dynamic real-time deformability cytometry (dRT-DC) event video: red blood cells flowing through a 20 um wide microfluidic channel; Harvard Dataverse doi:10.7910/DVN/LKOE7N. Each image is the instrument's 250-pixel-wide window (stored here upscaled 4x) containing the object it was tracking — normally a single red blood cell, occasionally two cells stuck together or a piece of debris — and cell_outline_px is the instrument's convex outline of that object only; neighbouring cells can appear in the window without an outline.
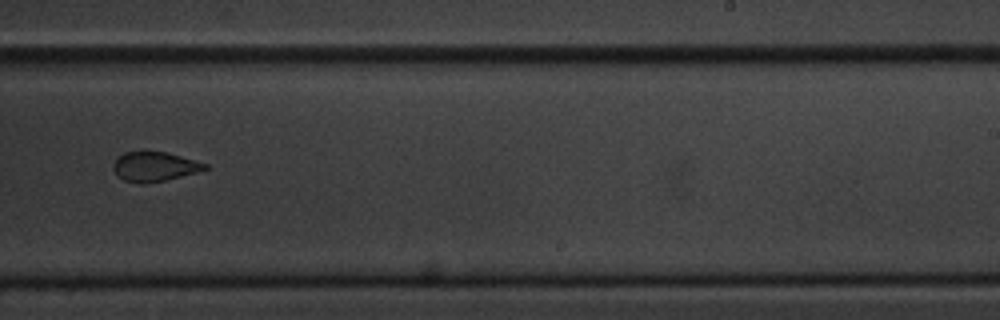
{"species": "common noctule bat (a hibernating species)", "species_latin": "Nyctalus noctula", "temperature_condition": "cold", "stored_images_in_passage": 13, "camera_frame_rate_fps": 3000, "um_per_image_px": 0.085, "animal": {"sex": "male", "body_mass_g": 20.1, "forearm_length_mm": 53.5}, "frame": {"image": 1, "passage_image": 8, "time_ms": 8.0, "image_size_px": [1000, 320], "cell_outline_px": [[208, 168], [196, 172], [164, 180], [144, 184], [140, 184], [124, 180], [116, 176], [112, 168], [112, 164], [124, 152], [144, 148], [168, 152], [208, 164]], "centroid_in_image_um": [13.07, 14.11], "position_along_channel_um": 275.9, "area_um2": 16.3}}
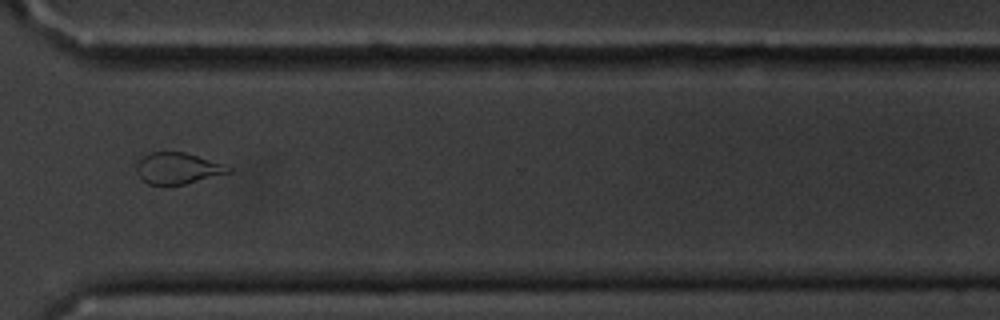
{"frame": {"image": 2, "passage_image": 10, "time_ms": 10.333, "image_size_px": [1000, 320], "cell_outline_px": [[232, 172], [184, 184], [148, 184], [136, 172], [136, 164], [144, 156], [152, 152], [184, 152], [232, 168]], "centroid_in_image_um": [15.08, 14.31], "position_along_channel_um": 355.5, "area_um2": 16.24}, "authors_computed_cell_mechanics": {"area_um2": 17.5712, "velocity_mm_per_s": 3.4133, "shape_relaxation_time_tau1_ms": 5.3731, "shape_relaxation_time_tau2_ms": null, "deformation_change_tau1": 0.1729, "deformation_change_tau2": null}}